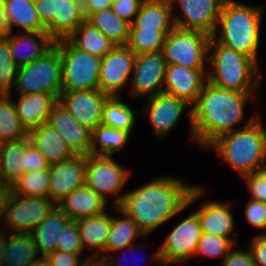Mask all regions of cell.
<instances>
[{"instance_id":"6da1fadb","label":"cell","mask_w":266,"mask_h":266,"mask_svg":"<svg viewBox=\"0 0 266 266\" xmlns=\"http://www.w3.org/2000/svg\"><path fill=\"white\" fill-rule=\"evenodd\" d=\"M204 194L198 185H187L170 177H157L142 187L124 194L118 206L145 236L181 213Z\"/></svg>"},{"instance_id":"7a4b0ae2","label":"cell","mask_w":266,"mask_h":266,"mask_svg":"<svg viewBox=\"0 0 266 266\" xmlns=\"http://www.w3.org/2000/svg\"><path fill=\"white\" fill-rule=\"evenodd\" d=\"M251 94L253 100L258 98L259 94L221 89L207 81L191 106L192 139L208 148L221 135L236 130L234 127L243 121Z\"/></svg>"},{"instance_id":"3957f363","label":"cell","mask_w":266,"mask_h":266,"mask_svg":"<svg viewBox=\"0 0 266 266\" xmlns=\"http://www.w3.org/2000/svg\"><path fill=\"white\" fill-rule=\"evenodd\" d=\"M265 129L261 117L253 115L241 129L221 135L208 148L244 177L266 168Z\"/></svg>"},{"instance_id":"277c9868","label":"cell","mask_w":266,"mask_h":266,"mask_svg":"<svg viewBox=\"0 0 266 266\" xmlns=\"http://www.w3.org/2000/svg\"><path fill=\"white\" fill-rule=\"evenodd\" d=\"M263 8L225 0L212 37L220 44L242 53L256 63ZM218 25L220 30L218 31Z\"/></svg>"},{"instance_id":"5b68a950","label":"cell","mask_w":266,"mask_h":266,"mask_svg":"<svg viewBox=\"0 0 266 266\" xmlns=\"http://www.w3.org/2000/svg\"><path fill=\"white\" fill-rule=\"evenodd\" d=\"M208 55L207 61L211 64V70L207 73V81L210 84L242 93H259V68L253 59L220 44L212 36Z\"/></svg>"},{"instance_id":"8992f818","label":"cell","mask_w":266,"mask_h":266,"mask_svg":"<svg viewBox=\"0 0 266 266\" xmlns=\"http://www.w3.org/2000/svg\"><path fill=\"white\" fill-rule=\"evenodd\" d=\"M62 61L54 44L36 61L17 68L14 86L18 95L50 94L57 99L61 94Z\"/></svg>"},{"instance_id":"52a82bcc","label":"cell","mask_w":266,"mask_h":266,"mask_svg":"<svg viewBox=\"0 0 266 266\" xmlns=\"http://www.w3.org/2000/svg\"><path fill=\"white\" fill-rule=\"evenodd\" d=\"M54 44L62 61L61 92L99 89L101 57L78 49L67 38Z\"/></svg>"},{"instance_id":"ba28073f","label":"cell","mask_w":266,"mask_h":266,"mask_svg":"<svg viewBox=\"0 0 266 266\" xmlns=\"http://www.w3.org/2000/svg\"><path fill=\"white\" fill-rule=\"evenodd\" d=\"M45 197H28L6 189L1 198L0 219L12 233H30L55 206Z\"/></svg>"},{"instance_id":"9c48e42d","label":"cell","mask_w":266,"mask_h":266,"mask_svg":"<svg viewBox=\"0 0 266 266\" xmlns=\"http://www.w3.org/2000/svg\"><path fill=\"white\" fill-rule=\"evenodd\" d=\"M210 38L211 36L200 31L175 27L166 36L161 50L166 64L205 69Z\"/></svg>"},{"instance_id":"30bf717a","label":"cell","mask_w":266,"mask_h":266,"mask_svg":"<svg viewBox=\"0 0 266 266\" xmlns=\"http://www.w3.org/2000/svg\"><path fill=\"white\" fill-rule=\"evenodd\" d=\"M40 22L56 41L68 38L85 20L82 0H34Z\"/></svg>"},{"instance_id":"8fae6325","label":"cell","mask_w":266,"mask_h":266,"mask_svg":"<svg viewBox=\"0 0 266 266\" xmlns=\"http://www.w3.org/2000/svg\"><path fill=\"white\" fill-rule=\"evenodd\" d=\"M130 171L114 161L112 156L89 154L86 155L85 184L107 201L108 195H117L114 202L118 207L124 198L118 193L127 182Z\"/></svg>"},{"instance_id":"7c38bea8","label":"cell","mask_w":266,"mask_h":266,"mask_svg":"<svg viewBox=\"0 0 266 266\" xmlns=\"http://www.w3.org/2000/svg\"><path fill=\"white\" fill-rule=\"evenodd\" d=\"M201 235L200 220L194 212L172 230L151 259L161 266L185 262L194 256Z\"/></svg>"},{"instance_id":"4fadbf2b","label":"cell","mask_w":266,"mask_h":266,"mask_svg":"<svg viewBox=\"0 0 266 266\" xmlns=\"http://www.w3.org/2000/svg\"><path fill=\"white\" fill-rule=\"evenodd\" d=\"M135 58L136 54L127 45H116L101 57L99 90L109 96H120V90L130 81Z\"/></svg>"},{"instance_id":"5bb4252c","label":"cell","mask_w":266,"mask_h":266,"mask_svg":"<svg viewBox=\"0 0 266 266\" xmlns=\"http://www.w3.org/2000/svg\"><path fill=\"white\" fill-rule=\"evenodd\" d=\"M225 0H170L172 8L178 4L182 17H174L175 27L195 30L212 36L217 28Z\"/></svg>"},{"instance_id":"9a60e30c","label":"cell","mask_w":266,"mask_h":266,"mask_svg":"<svg viewBox=\"0 0 266 266\" xmlns=\"http://www.w3.org/2000/svg\"><path fill=\"white\" fill-rule=\"evenodd\" d=\"M110 96L99 89L61 92L58 102L91 132L101 124L103 105Z\"/></svg>"},{"instance_id":"2e32d148","label":"cell","mask_w":266,"mask_h":266,"mask_svg":"<svg viewBox=\"0 0 266 266\" xmlns=\"http://www.w3.org/2000/svg\"><path fill=\"white\" fill-rule=\"evenodd\" d=\"M166 61L162 52L136 55L134 63L133 91L134 98L153 97L163 92Z\"/></svg>"},{"instance_id":"e0dca14e","label":"cell","mask_w":266,"mask_h":266,"mask_svg":"<svg viewBox=\"0 0 266 266\" xmlns=\"http://www.w3.org/2000/svg\"><path fill=\"white\" fill-rule=\"evenodd\" d=\"M207 71V69H191L177 64H167L163 92L183 99L192 106L207 82Z\"/></svg>"},{"instance_id":"ac0fdd59","label":"cell","mask_w":266,"mask_h":266,"mask_svg":"<svg viewBox=\"0 0 266 266\" xmlns=\"http://www.w3.org/2000/svg\"><path fill=\"white\" fill-rule=\"evenodd\" d=\"M86 155L50 165L48 198L57 204L73 190L85 184Z\"/></svg>"},{"instance_id":"d6986e66","label":"cell","mask_w":266,"mask_h":266,"mask_svg":"<svg viewBox=\"0 0 266 266\" xmlns=\"http://www.w3.org/2000/svg\"><path fill=\"white\" fill-rule=\"evenodd\" d=\"M148 102L144 109L147 111L148 120L155 135L161 139L178 123L180 116L186 107L191 124V105L185 100L168 95L164 92L147 98Z\"/></svg>"},{"instance_id":"ffe728a7","label":"cell","mask_w":266,"mask_h":266,"mask_svg":"<svg viewBox=\"0 0 266 266\" xmlns=\"http://www.w3.org/2000/svg\"><path fill=\"white\" fill-rule=\"evenodd\" d=\"M46 123L57 130L76 155L90 154L92 132L78 123L59 102Z\"/></svg>"},{"instance_id":"44dd1931","label":"cell","mask_w":266,"mask_h":266,"mask_svg":"<svg viewBox=\"0 0 266 266\" xmlns=\"http://www.w3.org/2000/svg\"><path fill=\"white\" fill-rule=\"evenodd\" d=\"M20 33L21 35H13L9 32L6 36L10 54L17 68L36 61L55 43L46 31Z\"/></svg>"},{"instance_id":"7402d4cb","label":"cell","mask_w":266,"mask_h":266,"mask_svg":"<svg viewBox=\"0 0 266 266\" xmlns=\"http://www.w3.org/2000/svg\"><path fill=\"white\" fill-rule=\"evenodd\" d=\"M107 202L101 195L84 184L66 195L57 205L70 220L77 221L105 213Z\"/></svg>"},{"instance_id":"603a6c76","label":"cell","mask_w":266,"mask_h":266,"mask_svg":"<svg viewBox=\"0 0 266 266\" xmlns=\"http://www.w3.org/2000/svg\"><path fill=\"white\" fill-rule=\"evenodd\" d=\"M70 221L64 211L56 204L30 232L40 256L47 257L57 251L61 232Z\"/></svg>"},{"instance_id":"cb8c5ba5","label":"cell","mask_w":266,"mask_h":266,"mask_svg":"<svg viewBox=\"0 0 266 266\" xmlns=\"http://www.w3.org/2000/svg\"><path fill=\"white\" fill-rule=\"evenodd\" d=\"M18 96V102H14L16 112L28 132L45 123L53 107L58 103V99L50 94L34 93Z\"/></svg>"},{"instance_id":"d4e9b609","label":"cell","mask_w":266,"mask_h":266,"mask_svg":"<svg viewBox=\"0 0 266 266\" xmlns=\"http://www.w3.org/2000/svg\"><path fill=\"white\" fill-rule=\"evenodd\" d=\"M28 137L50 165L68 160L76 155L57 130L46 122L30 130Z\"/></svg>"},{"instance_id":"484cf974","label":"cell","mask_w":266,"mask_h":266,"mask_svg":"<svg viewBox=\"0 0 266 266\" xmlns=\"http://www.w3.org/2000/svg\"><path fill=\"white\" fill-rule=\"evenodd\" d=\"M199 217L202 232L229 238L235 243L230 234L235 230L233 214L229 203L206 201L195 211Z\"/></svg>"},{"instance_id":"4316f807","label":"cell","mask_w":266,"mask_h":266,"mask_svg":"<svg viewBox=\"0 0 266 266\" xmlns=\"http://www.w3.org/2000/svg\"><path fill=\"white\" fill-rule=\"evenodd\" d=\"M79 227L81 244L93 250V260L102 261L103 251L111 228V216L107 211L103 214L85 217L76 221Z\"/></svg>"},{"instance_id":"83f0119b","label":"cell","mask_w":266,"mask_h":266,"mask_svg":"<svg viewBox=\"0 0 266 266\" xmlns=\"http://www.w3.org/2000/svg\"><path fill=\"white\" fill-rule=\"evenodd\" d=\"M172 12L170 0H145L130 28L173 30Z\"/></svg>"},{"instance_id":"f1b7e54d","label":"cell","mask_w":266,"mask_h":266,"mask_svg":"<svg viewBox=\"0 0 266 266\" xmlns=\"http://www.w3.org/2000/svg\"><path fill=\"white\" fill-rule=\"evenodd\" d=\"M26 138L0 144V181L10 189L25 171Z\"/></svg>"},{"instance_id":"f546056e","label":"cell","mask_w":266,"mask_h":266,"mask_svg":"<svg viewBox=\"0 0 266 266\" xmlns=\"http://www.w3.org/2000/svg\"><path fill=\"white\" fill-rule=\"evenodd\" d=\"M116 210L122 213L123 216L122 219L111 216V228L103 251V259L112 252L120 250L123 255L124 249L131 246V243L135 241V237L145 236L138 225L124 211L119 207H116Z\"/></svg>"},{"instance_id":"4dcf8cb0","label":"cell","mask_w":266,"mask_h":266,"mask_svg":"<svg viewBox=\"0 0 266 266\" xmlns=\"http://www.w3.org/2000/svg\"><path fill=\"white\" fill-rule=\"evenodd\" d=\"M8 27L13 33V26L21 27L23 32L45 31L40 22L34 0H4Z\"/></svg>"},{"instance_id":"1f68e13d","label":"cell","mask_w":266,"mask_h":266,"mask_svg":"<svg viewBox=\"0 0 266 266\" xmlns=\"http://www.w3.org/2000/svg\"><path fill=\"white\" fill-rule=\"evenodd\" d=\"M67 39L78 49L100 57L116 46L87 19Z\"/></svg>"},{"instance_id":"d6a6232c","label":"cell","mask_w":266,"mask_h":266,"mask_svg":"<svg viewBox=\"0 0 266 266\" xmlns=\"http://www.w3.org/2000/svg\"><path fill=\"white\" fill-rule=\"evenodd\" d=\"M37 256V246L30 233L8 232L3 256L5 266H28Z\"/></svg>"},{"instance_id":"836d02e7","label":"cell","mask_w":266,"mask_h":266,"mask_svg":"<svg viewBox=\"0 0 266 266\" xmlns=\"http://www.w3.org/2000/svg\"><path fill=\"white\" fill-rule=\"evenodd\" d=\"M87 20L115 45L127 44L131 24L119 18L111 8L92 13Z\"/></svg>"},{"instance_id":"e575fe53","label":"cell","mask_w":266,"mask_h":266,"mask_svg":"<svg viewBox=\"0 0 266 266\" xmlns=\"http://www.w3.org/2000/svg\"><path fill=\"white\" fill-rule=\"evenodd\" d=\"M129 135L126 131L99 124L92 131L90 154L112 156L123 149L128 142ZM98 143L99 145H97Z\"/></svg>"},{"instance_id":"d590c367","label":"cell","mask_w":266,"mask_h":266,"mask_svg":"<svg viewBox=\"0 0 266 266\" xmlns=\"http://www.w3.org/2000/svg\"><path fill=\"white\" fill-rule=\"evenodd\" d=\"M10 94H0V144L28 138L29 132L21 124Z\"/></svg>"},{"instance_id":"8d00e7d4","label":"cell","mask_w":266,"mask_h":266,"mask_svg":"<svg viewBox=\"0 0 266 266\" xmlns=\"http://www.w3.org/2000/svg\"><path fill=\"white\" fill-rule=\"evenodd\" d=\"M101 124L131 133L135 124L133 109L120 96H110L103 105Z\"/></svg>"},{"instance_id":"74e56055","label":"cell","mask_w":266,"mask_h":266,"mask_svg":"<svg viewBox=\"0 0 266 266\" xmlns=\"http://www.w3.org/2000/svg\"><path fill=\"white\" fill-rule=\"evenodd\" d=\"M172 30L130 28L127 46L136 54L156 53L162 50L166 36Z\"/></svg>"},{"instance_id":"f35d334b","label":"cell","mask_w":266,"mask_h":266,"mask_svg":"<svg viewBox=\"0 0 266 266\" xmlns=\"http://www.w3.org/2000/svg\"><path fill=\"white\" fill-rule=\"evenodd\" d=\"M49 169L25 172L10 188L13 193L28 197H45L49 193Z\"/></svg>"},{"instance_id":"ab89813d","label":"cell","mask_w":266,"mask_h":266,"mask_svg":"<svg viewBox=\"0 0 266 266\" xmlns=\"http://www.w3.org/2000/svg\"><path fill=\"white\" fill-rule=\"evenodd\" d=\"M17 67L9 51L6 37H0V94L12 93Z\"/></svg>"},{"instance_id":"60d3db41","label":"cell","mask_w":266,"mask_h":266,"mask_svg":"<svg viewBox=\"0 0 266 266\" xmlns=\"http://www.w3.org/2000/svg\"><path fill=\"white\" fill-rule=\"evenodd\" d=\"M233 242L226 237H220L202 232L195 255L207 257H226L232 250Z\"/></svg>"},{"instance_id":"b9f144b4","label":"cell","mask_w":266,"mask_h":266,"mask_svg":"<svg viewBox=\"0 0 266 266\" xmlns=\"http://www.w3.org/2000/svg\"><path fill=\"white\" fill-rule=\"evenodd\" d=\"M57 250L69 254H81L83 247L79 235V227L76 221L70 220L59 236Z\"/></svg>"},{"instance_id":"7bdbcfd3","label":"cell","mask_w":266,"mask_h":266,"mask_svg":"<svg viewBox=\"0 0 266 266\" xmlns=\"http://www.w3.org/2000/svg\"><path fill=\"white\" fill-rule=\"evenodd\" d=\"M245 179L251 199L266 203V168L242 177Z\"/></svg>"},{"instance_id":"ee69618b","label":"cell","mask_w":266,"mask_h":266,"mask_svg":"<svg viewBox=\"0 0 266 266\" xmlns=\"http://www.w3.org/2000/svg\"><path fill=\"white\" fill-rule=\"evenodd\" d=\"M245 216L249 224L266 229V203L250 198L245 208ZM266 234V232H264Z\"/></svg>"},{"instance_id":"f6af8a7d","label":"cell","mask_w":266,"mask_h":266,"mask_svg":"<svg viewBox=\"0 0 266 266\" xmlns=\"http://www.w3.org/2000/svg\"><path fill=\"white\" fill-rule=\"evenodd\" d=\"M145 0H113L111 9L121 19L132 24Z\"/></svg>"},{"instance_id":"bcb514c9","label":"cell","mask_w":266,"mask_h":266,"mask_svg":"<svg viewBox=\"0 0 266 266\" xmlns=\"http://www.w3.org/2000/svg\"><path fill=\"white\" fill-rule=\"evenodd\" d=\"M50 168V164L44 156L38 151L37 147L26 138L25 146V171L46 170Z\"/></svg>"},{"instance_id":"7dc6e473","label":"cell","mask_w":266,"mask_h":266,"mask_svg":"<svg viewBox=\"0 0 266 266\" xmlns=\"http://www.w3.org/2000/svg\"><path fill=\"white\" fill-rule=\"evenodd\" d=\"M50 266H85L92 258H80V254H69L57 250L47 256Z\"/></svg>"},{"instance_id":"c3c4849f","label":"cell","mask_w":266,"mask_h":266,"mask_svg":"<svg viewBox=\"0 0 266 266\" xmlns=\"http://www.w3.org/2000/svg\"><path fill=\"white\" fill-rule=\"evenodd\" d=\"M248 249L255 266H266V234L262 233L255 236Z\"/></svg>"},{"instance_id":"681fc988","label":"cell","mask_w":266,"mask_h":266,"mask_svg":"<svg viewBox=\"0 0 266 266\" xmlns=\"http://www.w3.org/2000/svg\"><path fill=\"white\" fill-rule=\"evenodd\" d=\"M222 266H255L250 250L229 251L223 259Z\"/></svg>"},{"instance_id":"f907efd6","label":"cell","mask_w":266,"mask_h":266,"mask_svg":"<svg viewBox=\"0 0 266 266\" xmlns=\"http://www.w3.org/2000/svg\"><path fill=\"white\" fill-rule=\"evenodd\" d=\"M113 0H82V9L85 19L92 13L111 8Z\"/></svg>"},{"instance_id":"816d5d0a","label":"cell","mask_w":266,"mask_h":266,"mask_svg":"<svg viewBox=\"0 0 266 266\" xmlns=\"http://www.w3.org/2000/svg\"><path fill=\"white\" fill-rule=\"evenodd\" d=\"M10 32L5 13L4 0H0V37H6Z\"/></svg>"},{"instance_id":"f5cc1de1","label":"cell","mask_w":266,"mask_h":266,"mask_svg":"<svg viewBox=\"0 0 266 266\" xmlns=\"http://www.w3.org/2000/svg\"><path fill=\"white\" fill-rule=\"evenodd\" d=\"M135 245L134 244H132L131 246H128L127 248H125V250L127 251V250H129V251H131V253L133 252L134 253V247ZM111 255H108V256H106L101 262H102V264H103V266H115V265H117V263L119 264V262L117 261V258H115L116 256H111Z\"/></svg>"},{"instance_id":"db71d44e","label":"cell","mask_w":266,"mask_h":266,"mask_svg":"<svg viewBox=\"0 0 266 266\" xmlns=\"http://www.w3.org/2000/svg\"><path fill=\"white\" fill-rule=\"evenodd\" d=\"M7 232L1 231L0 227V266H5L4 264V250L6 247Z\"/></svg>"},{"instance_id":"11a10c76","label":"cell","mask_w":266,"mask_h":266,"mask_svg":"<svg viewBox=\"0 0 266 266\" xmlns=\"http://www.w3.org/2000/svg\"><path fill=\"white\" fill-rule=\"evenodd\" d=\"M28 266H50L47 257L40 256L34 262H31Z\"/></svg>"},{"instance_id":"9f6ffc18","label":"cell","mask_w":266,"mask_h":266,"mask_svg":"<svg viewBox=\"0 0 266 266\" xmlns=\"http://www.w3.org/2000/svg\"><path fill=\"white\" fill-rule=\"evenodd\" d=\"M85 266H103L101 261L98 260H91Z\"/></svg>"},{"instance_id":"6f0895ef","label":"cell","mask_w":266,"mask_h":266,"mask_svg":"<svg viewBox=\"0 0 266 266\" xmlns=\"http://www.w3.org/2000/svg\"><path fill=\"white\" fill-rule=\"evenodd\" d=\"M6 189H0V210H1V198Z\"/></svg>"},{"instance_id":"680465c9","label":"cell","mask_w":266,"mask_h":266,"mask_svg":"<svg viewBox=\"0 0 266 266\" xmlns=\"http://www.w3.org/2000/svg\"><path fill=\"white\" fill-rule=\"evenodd\" d=\"M0 189H5L4 186L2 185L1 181H0Z\"/></svg>"}]
</instances>
